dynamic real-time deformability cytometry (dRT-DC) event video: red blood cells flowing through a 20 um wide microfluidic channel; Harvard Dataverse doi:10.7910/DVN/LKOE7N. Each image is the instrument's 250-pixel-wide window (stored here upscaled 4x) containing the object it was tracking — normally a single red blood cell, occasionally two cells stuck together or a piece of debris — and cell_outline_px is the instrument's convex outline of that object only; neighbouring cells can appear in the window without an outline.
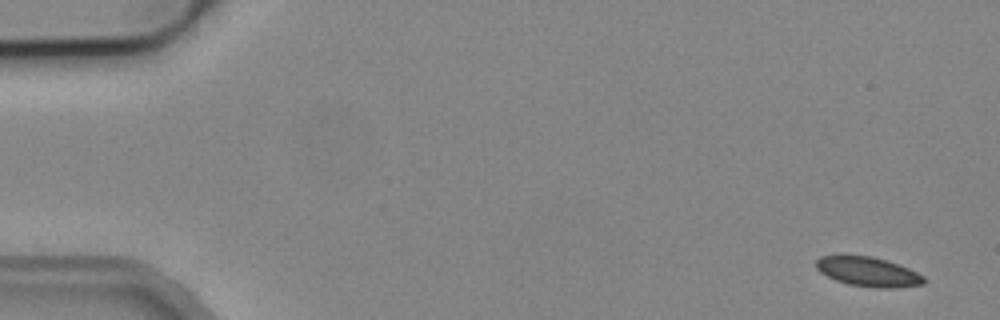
{"species": "common noctule bat (a hibernating species)", "species_latin": "Nyctalus noctula", "temperature_condition": "cold", "stored_images_in_passage": 4, "segment_of_instrument_passage": [1, 2], "camera_frame_rate_fps": 3000, "um_per_image_px": 0.085, "animal": {"sex": "male", "body_mass_g": 19.2, "forearm_length_mm": 51.8}, "frame": {"image": 1, "passage_image": 1, "time_ms": 0.0, "image_size_px": [1000, 320], "cell_outline_px": [[924, 284], [892, 288], [880, 288], [848, 284], [836, 280], [820, 272], [816, 268], [816, 260], [820, 256], [872, 256], [908, 268], [924, 276]], "centroid_in_image_um": [73.78, 23.1], "position_along_channel_um": 11.2, "area_um2": 18.15}}
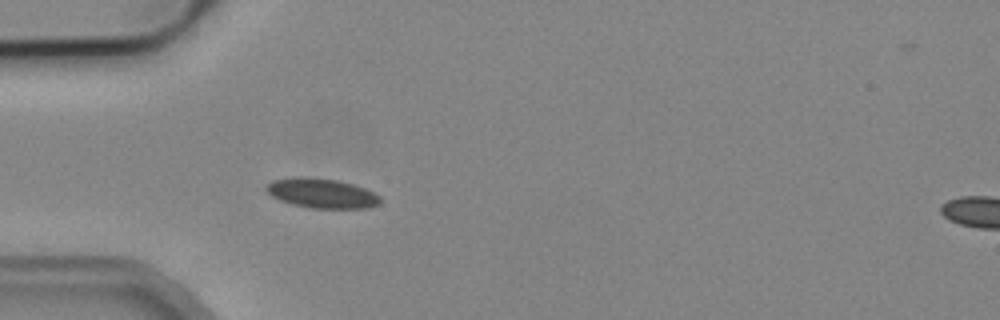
{"frame": {"image": 2, "passage_image": 3, "time_ms": 4.667, "image_size_px": [1000, 320], "cell_outline_px": [[380, 204], [368, 208], [308, 208], [292, 204], [280, 200], [272, 196], [264, 188], [272, 180], [336, 180], [352, 184], [364, 188], [380, 196]], "centroid_in_image_um": [27.41, 16.49], "position_along_channel_um": 57.6, "area_um2": 18.67}}